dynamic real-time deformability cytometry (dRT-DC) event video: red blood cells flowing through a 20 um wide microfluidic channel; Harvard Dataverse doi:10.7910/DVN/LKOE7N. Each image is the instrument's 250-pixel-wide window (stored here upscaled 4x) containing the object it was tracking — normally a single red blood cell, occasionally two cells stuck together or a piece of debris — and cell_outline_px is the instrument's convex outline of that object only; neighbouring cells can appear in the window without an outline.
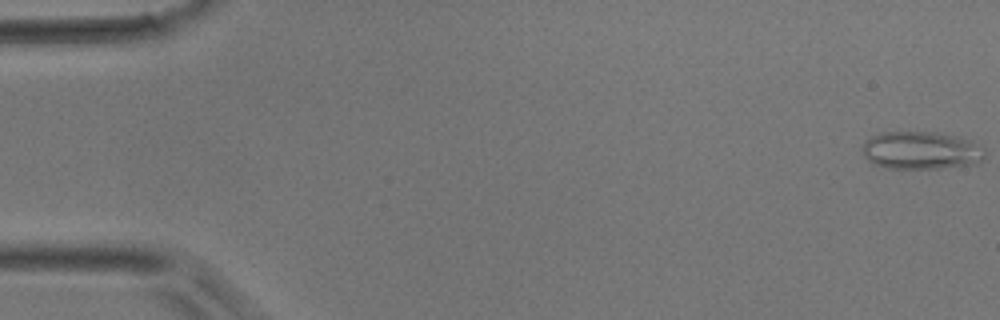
{"species": "common noctule bat (a hibernating species)", "species_latin": "Nyctalus noctula", "temperature_condition": "room temperature", "stored_images_in_passage": 12, "camera_frame_rate_fps": 3000, "um_per_image_px": 0.085, "animal": {"sex": "male", "body_mass_g": 17.9}, "frame": {"image": 1, "passage_image": 1, "time_ms": 0.0, "image_size_px": [1000, 320], "cell_outline_px": [[984, 156], [976, 164], [940, 168], [888, 168], [872, 164], [864, 156], [864, 144], [872, 136], [880, 132], [936, 132], [972, 140], [984, 152]], "centroid_in_image_um": [78.28, 12.79], "position_along_channel_um": 6.7, "area_um2": 26.7}}